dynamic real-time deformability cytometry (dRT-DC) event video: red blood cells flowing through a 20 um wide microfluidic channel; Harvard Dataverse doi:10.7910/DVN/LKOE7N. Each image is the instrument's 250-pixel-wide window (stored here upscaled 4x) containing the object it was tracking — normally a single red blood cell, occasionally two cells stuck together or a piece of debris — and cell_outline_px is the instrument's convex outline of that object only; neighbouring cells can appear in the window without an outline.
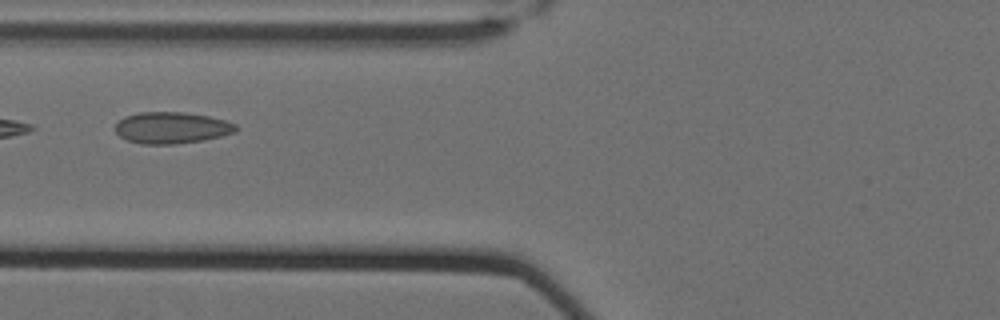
{"species": "Egyptian fruit bat (a non-hibernating species)", "species_latin": "Rousettus aegyptiacus", "temperature_condition": "cold", "stored_images_in_passage": 37, "camera_frame_rate_fps": 3000, "um_per_image_px": 0.085, "animal": {"sex": "female"}, "frame": {"image": 1, "passage_image": 6, "time_ms": 1.667, "image_size_px": [1000, 320], "cell_outline_px": [[236, 132], [204, 140], [176, 144], [140, 144], [128, 140], [120, 136], [116, 132], [116, 124], [124, 116], [140, 112], [184, 112], [208, 116], [224, 120], [236, 124]], "centroid_in_image_um": [14.58, 10.86], "position_along_channel_um": 111.2, "area_um2": 22.08}, "authors_computed_cell_mechanics": {"area_um2": 21.5594, "velocity_mm_per_s": 3.4942, "shape_relaxation_time_tau1_ms": null, "shape_relaxation_time_tau2_ms": 1.5543, "deformation_change_tau1": null, "deformation_change_tau2": 0.0867}}